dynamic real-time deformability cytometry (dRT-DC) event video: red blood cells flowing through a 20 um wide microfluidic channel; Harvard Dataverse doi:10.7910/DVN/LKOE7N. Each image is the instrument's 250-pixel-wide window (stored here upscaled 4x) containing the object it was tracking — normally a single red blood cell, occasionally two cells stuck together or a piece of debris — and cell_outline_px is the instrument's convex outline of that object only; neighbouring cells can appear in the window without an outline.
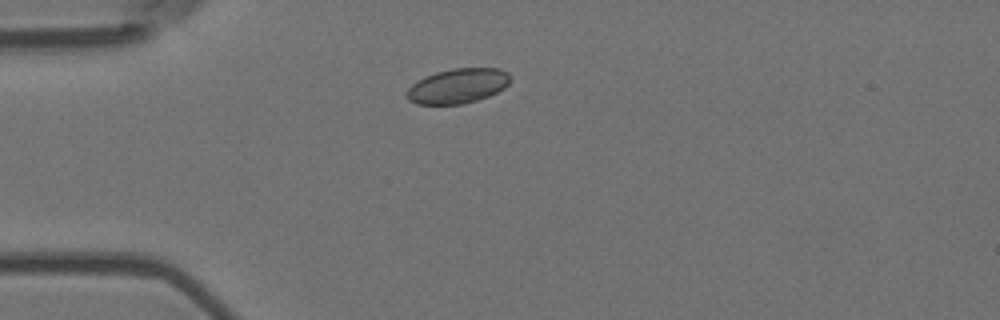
{"species": "Egyptian fruit bat (a non-hibernating species)", "species_latin": "Rousettus aegyptiacus", "temperature_condition": "room temperature", "stored_images_in_passage": 11, "camera_frame_rate_fps": 3000, "um_per_image_px": 0.085, "animal": {"sex": "female"}, "frame": {"image": 1, "passage_image": 2, "time_ms": 0.333, "image_size_px": [1000, 320], "cell_outline_px": [[512, 80], [504, 88], [488, 96], [476, 100], [460, 104], [416, 104], [408, 100], [408, 88], [412, 84], [424, 76], [436, 72], [452, 68], [500, 68], [508, 72], [512, 76]], "centroid_in_image_um": [38.94, 7.29], "position_along_channel_um": 46.1, "area_um2": 21.04}}
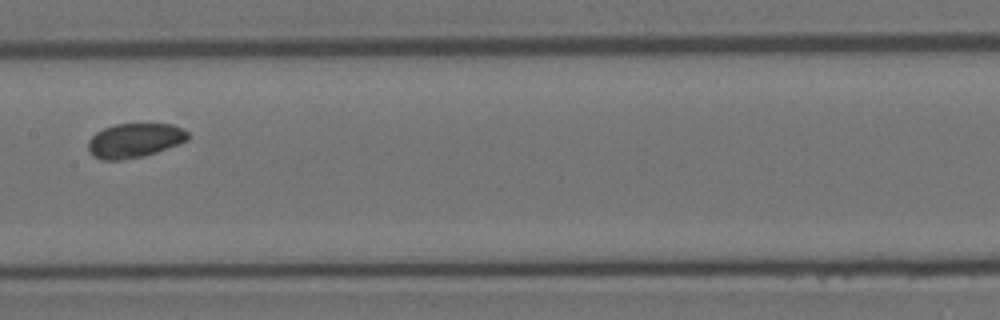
{"frame": {"image": 2, "passage_image": 6, "time_ms": 1.667, "image_size_px": [1000, 320], "cell_outline_px": [[188, 140], [156, 152], [144, 156], [120, 160], [104, 160], [92, 156], [88, 152], [88, 140], [96, 132], [104, 128], [116, 124], [172, 124], [188, 132]], "centroid_in_image_um": [11.4, 11.94], "position_along_channel_um": 196.0, "area_um2": 19.88}}
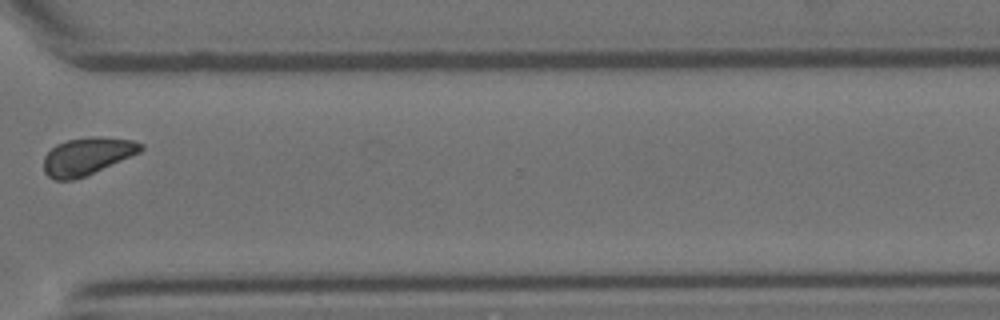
{"frame": {"image": 3, "passage_image": 10, "time_ms": 3.0, "image_size_px": [1000, 320], "cell_outline_px": [[144, 148], [140, 152], [84, 176], [72, 180], [56, 180], [48, 176], [44, 172], [44, 156], [56, 144], [68, 140], [92, 136], [100, 136], [132, 140], [144, 144]], "centroid_in_image_um": [7.4, 13.26], "position_along_channel_um": 363.2, "area_um2": 20.92}}